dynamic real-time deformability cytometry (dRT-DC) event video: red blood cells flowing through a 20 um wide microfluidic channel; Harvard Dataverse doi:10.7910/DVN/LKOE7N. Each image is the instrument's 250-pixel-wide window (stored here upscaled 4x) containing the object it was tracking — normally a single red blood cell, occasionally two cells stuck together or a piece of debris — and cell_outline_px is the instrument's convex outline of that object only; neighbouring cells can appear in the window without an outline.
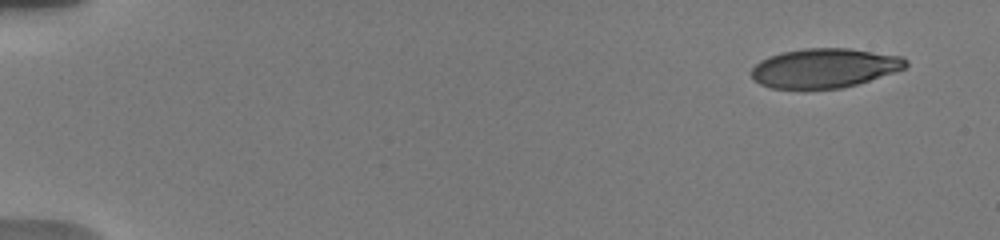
{"species": "human", "species_latin": "Homo sapiens", "temperature_condition": "warm", "stored_images_in_passage": 7, "camera_frame_rate_fps": 3000, "um_per_image_px": 0.085, "donor": {"sex": "male"}, "frame": {"image": 1, "passage_image": 1, "time_ms": 0.0, "image_size_px": [1000, 240], "cell_outline_px": [[908, 64], [904, 68], [856, 84], [840, 88], [772, 88], [760, 84], [752, 80], [752, 68], [760, 60], [768, 56], [780, 52], [804, 48], [848, 48], [904, 56], [908, 60]], "centroid_in_image_um": [70.05, 5.76], "position_along_channel_um": 14.9, "area_um2": 35.26}}
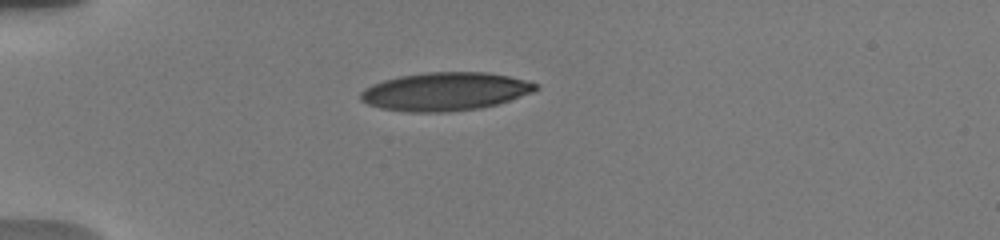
{"frame": {"image": 2, "passage_image": 5, "time_ms": 4.0, "image_size_px": [1000, 240], "cell_outline_px": [[540, 88], [532, 92], [496, 104], [480, 108], [448, 112], [408, 112], [380, 108], [368, 104], [360, 100], [360, 92], [364, 88], [372, 84], [384, 80], [400, 76], [424, 72], [488, 72], [508, 76], [524, 80], [536, 84]], "centroid_in_image_um": [37.79, 7.78], "position_along_channel_um": 47.2, "area_um2": 38.96}}
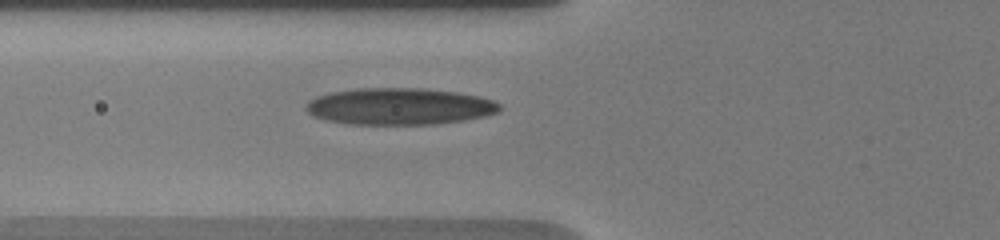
{"frame": {"image": 3, "passage_image": 7, "time_ms": 6.0, "image_size_px": [1000, 240], "cell_outline_px": [[500, 112], [484, 116], [464, 120], [436, 124], [348, 124], [324, 120], [312, 116], [304, 108], [308, 100], [316, 96], [332, 92], [360, 88], [420, 88], [456, 92], [480, 96], [492, 100], [500, 104]], "centroid_in_image_um": [33.92, 9.04], "position_along_channel_um": 91.9, "area_um2": 41.62}}